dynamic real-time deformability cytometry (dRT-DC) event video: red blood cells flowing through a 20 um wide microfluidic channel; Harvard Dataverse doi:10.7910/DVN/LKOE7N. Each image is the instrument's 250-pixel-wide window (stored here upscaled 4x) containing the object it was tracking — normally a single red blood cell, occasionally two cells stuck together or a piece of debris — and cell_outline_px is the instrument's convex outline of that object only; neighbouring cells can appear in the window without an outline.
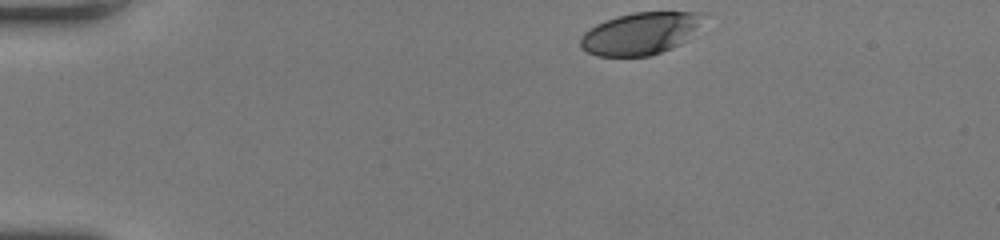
{"species": "human", "species_latin": "Homo sapiens", "temperature_condition": "room temperature", "stored_images_in_passage": 35, "camera_frame_rate_fps": 3000, "um_per_image_px": 0.085, "donor": {"sex": "female"}, "frame": {"image": 1, "passage_image": 1, "time_ms": 0.0, "image_size_px": [1000, 240], "cell_outline_px": [[708, 12], [688, 40], [672, 48], [648, 56], [596, 56], [580, 48], [580, 36], [584, 32], [596, 24], [616, 16], [632, 12]], "centroid_in_image_um": [54.43, 2.84], "position_along_channel_um": 30.6, "area_um2": 30.4}}
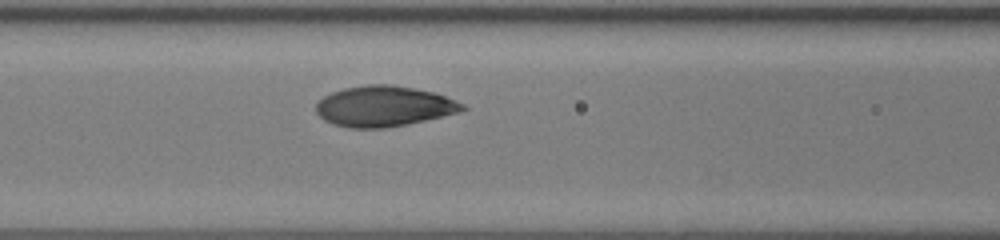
{"frame": {"image": 2, "passage_image": 14, "time_ms": 4.333, "image_size_px": [1000, 240], "cell_outline_px": [[468, 108], [460, 112], [408, 124], [384, 128], [348, 128], [332, 124], [324, 120], [316, 112], [316, 104], [324, 96], [332, 92], [344, 88], [368, 84], [392, 84], [432, 92], [444, 96], [464, 104]], "centroid_in_image_um": [32.61, 9.04], "position_along_channel_um": 134.0, "area_um2": 34.56}}
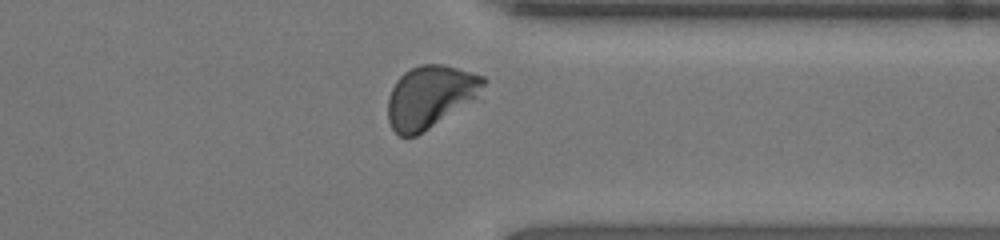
{"frame": {"image": 3, "passage_image": 31, "time_ms": 10.0, "image_size_px": [1000, 240], "cell_outline_px": [[488, 80], [476, 96], [416, 136], [400, 136], [392, 128], [388, 120], [388, 96], [396, 80], [404, 72], [420, 64], [444, 64], [472, 72], [484, 76]], "centroid_in_image_um": [36.52, 8.18], "position_along_channel_um": 374.9, "area_um2": 33.99}, "authors_computed_cell_mechanics": {"area_um2": 33.9864, "velocity_mm_per_s": 4.2561, "shape_relaxation_time_tau1_ms": 3.452, "shape_relaxation_time_tau2_ms": null, "deformation_change_tau1": 0.1817, "deformation_change_tau2": null}}